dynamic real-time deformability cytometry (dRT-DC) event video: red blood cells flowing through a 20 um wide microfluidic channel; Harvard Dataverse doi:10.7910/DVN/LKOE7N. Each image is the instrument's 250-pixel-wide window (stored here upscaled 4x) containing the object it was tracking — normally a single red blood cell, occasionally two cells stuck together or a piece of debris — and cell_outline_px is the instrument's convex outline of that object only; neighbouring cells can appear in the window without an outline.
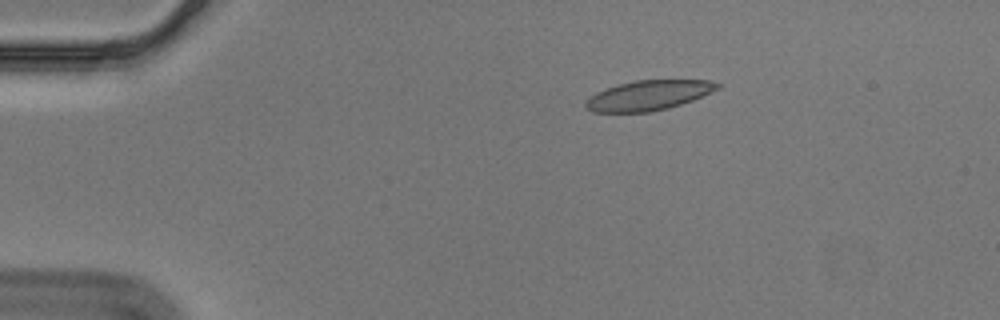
{"species": "Egyptian fruit bat (a non-hibernating species)", "species_latin": "Rousettus aegyptiacus", "temperature_condition": "cold", "stored_images_in_passage": 47, "camera_frame_rate_fps": 3000, "um_per_image_px": 0.085, "animal": {"sex": "male"}, "frame": {"image": 1, "passage_image": 1, "time_ms": 0.0, "image_size_px": [1000, 320], "cell_outline_px": [[720, 88], [692, 100], [668, 108], [648, 112], [592, 112], [584, 104], [588, 96], [596, 92], [620, 84], [636, 80], [708, 80], [720, 84]], "centroid_in_image_um": [55.1, 8.1], "position_along_channel_um": 29.9, "area_um2": 22.72}}
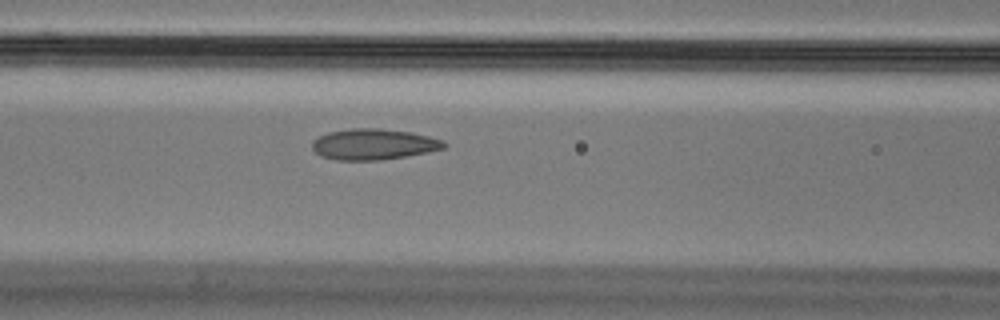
{"frame": {"image": 2, "passage_image": 15, "time_ms": 4.667, "image_size_px": [1000, 320], "cell_outline_px": [[448, 144], [444, 148], [428, 152], [404, 156], [376, 160], [336, 160], [320, 156], [312, 148], [312, 140], [328, 132], [352, 128], [380, 128], [412, 132], [444, 140]], "centroid_in_image_um": [31.75, 12.25], "position_along_channel_um": 134.8, "area_um2": 23.76}}
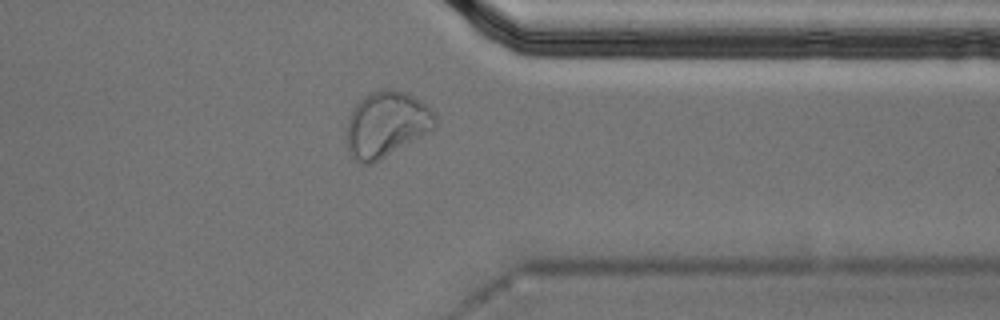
{"frame": {"image": 3, "passage_image": 36, "time_ms": 11.667, "image_size_px": [1000, 320], "cell_outline_px": [[436, 128], [372, 164], [360, 164], [352, 156], [348, 148], [348, 116], [356, 104], [368, 92], [380, 88], [388, 88], [408, 92], [420, 100], [436, 116]], "centroid_in_image_um": [32.85, 10.53], "position_along_channel_um": 378.6, "area_um2": 33.81}, "authors_computed_cell_mechanics": {"area_um2": 24.4494, "velocity_mm_per_s": 3.5313, "shape_relaxation_time_tau1_ms": null, "shape_relaxation_time_tau2_ms": 1.3872, "deformation_change_tau1": null, "deformation_change_tau2": 0.0509}}